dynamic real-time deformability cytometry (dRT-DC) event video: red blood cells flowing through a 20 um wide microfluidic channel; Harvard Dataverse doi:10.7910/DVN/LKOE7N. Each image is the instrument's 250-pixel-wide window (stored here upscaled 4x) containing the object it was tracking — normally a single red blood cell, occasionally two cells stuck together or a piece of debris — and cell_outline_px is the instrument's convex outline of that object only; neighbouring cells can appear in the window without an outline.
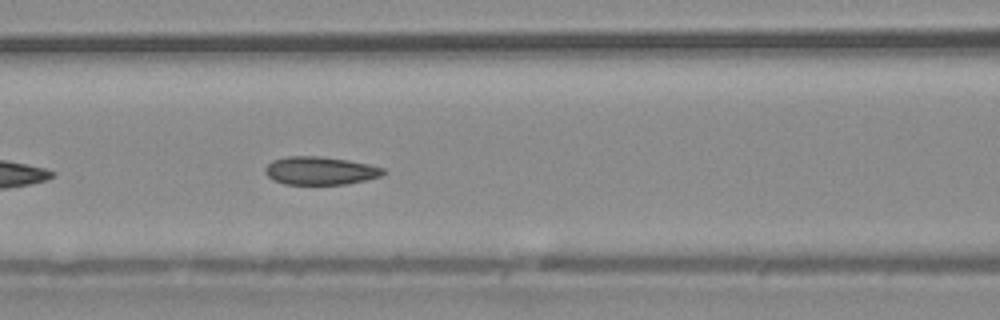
{"species": "common noctule bat (a hibernating species)", "species_latin": "Nyctalus noctula", "temperature_condition": "warm", "stored_images_in_passage": 19, "camera_frame_rate_fps": 3000, "um_per_image_px": 0.085, "animal": {"sex": "male", "body_mass_g": 20.4}, "frame": {"image": 1, "passage_image": 9, "time_ms": 2.667, "image_size_px": [1000, 320], "cell_outline_px": [[388, 172], [380, 176], [368, 180], [344, 184], [284, 184], [272, 180], [264, 172], [264, 168], [272, 160], [288, 156], [320, 156], [348, 160], [368, 164], [384, 168]], "centroid_in_image_um": [27.22, 14.51], "position_along_channel_um": 139.4, "area_um2": 19.48}}